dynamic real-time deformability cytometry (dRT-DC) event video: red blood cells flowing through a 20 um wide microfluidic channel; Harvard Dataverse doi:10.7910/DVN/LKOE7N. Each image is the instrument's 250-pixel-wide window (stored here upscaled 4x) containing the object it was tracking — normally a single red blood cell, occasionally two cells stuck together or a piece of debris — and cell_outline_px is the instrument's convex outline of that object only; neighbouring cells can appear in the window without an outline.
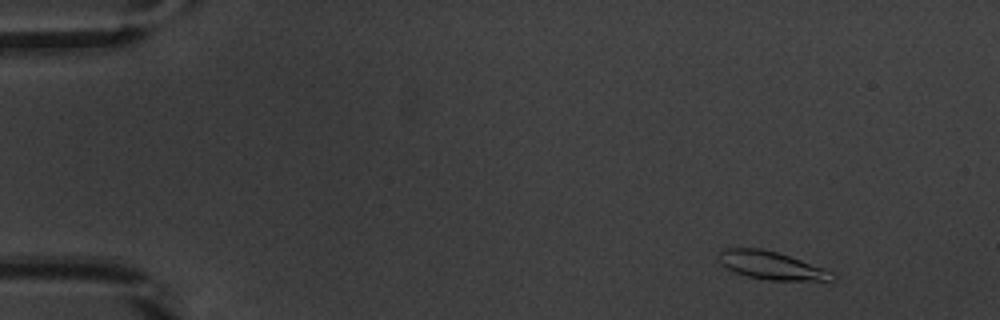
{"species": "common noctule bat (a hibernating species)", "species_latin": "Nyctalus noctula", "temperature_condition": "warm", "stored_images_in_passage": 52, "camera_frame_rate_fps": 3000, "um_per_image_px": 0.085, "animal": {"sex": "male", "body_mass_g": 20.1, "forearm_length_mm": 53.5}, "frame": {"image": 1, "passage_image": 5, "time_ms": 1.333, "image_size_px": [1000, 320], "cell_outline_px": [[836, 276], [832, 280], [768, 280], [748, 276], [736, 272], [720, 264], [716, 256], [724, 248], [760, 248], [776, 252], [824, 268], [832, 272]], "centroid_in_image_um": [65.52, 22.55], "position_along_channel_um": 19.5, "area_um2": 18.26}}
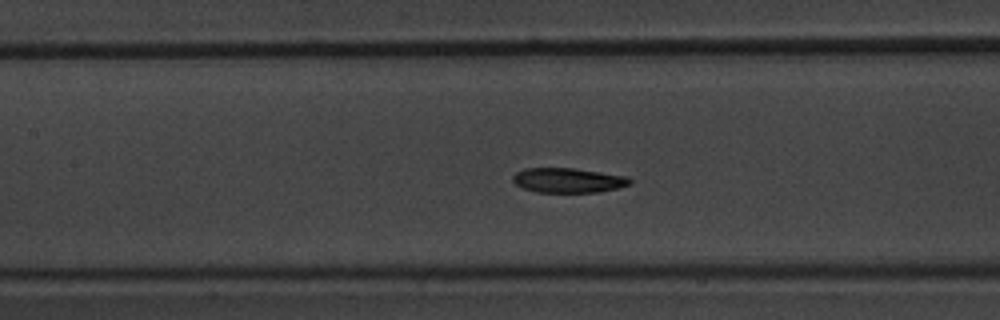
{"frame": {"image": 2, "passage_image": 24, "time_ms": 7.667, "image_size_px": [1000, 320], "cell_outline_px": [[632, 184], [620, 188], [600, 192], [536, 192], [524, 188], [516, 184], [512, 180], [512, 176], [516, 172], [524, 168], [572, 168], [628, 176], [632, 180]], "centroid_in_image_um": [48.33, 15.33], "position_along_channel_um": 159.1, "area_um2": 16.99}}
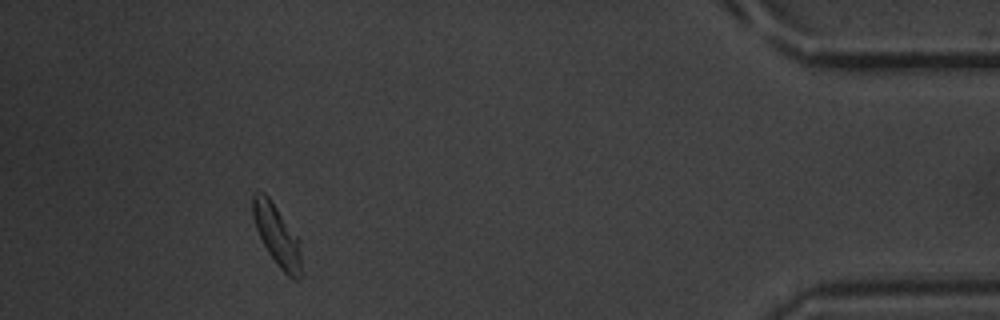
{"frame": {"image": 3, "passage_image": 48, "time_ms": 15.667, "image_size_px": [1000, 320], "cell_outline_px": [[304, 272], [296, 280], [292, 280], [280, 268], [268, 252], [256, 228], [252, 216], [252, 196], [256, 192], [264, 192], [268, 196], [300, 240]], "centroid_in_image_um": [23.59, 20.06], "position_along_channel_um": 411.6, "area_um2": 17.46}, "authors_computed_cell_mechanics": {"area_um2": 17.6868, "velocity_mm_per_s": 3.8414, "shape_relaxation_time_tau1_ms": 2.6379, "shape_relaxation_time_tau2_ms": 4.2671, "deformation_change_tau1": 0.1078, "deformation_change_tau2": 0.1103}}